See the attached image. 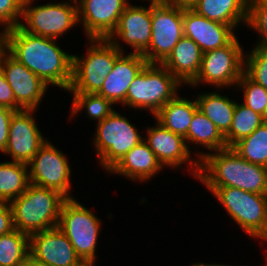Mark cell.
I'll list each match as a JSON object with an SVG mask.
<instances>
[{"mask_svg":"<svg viewBox=\"0 0 267 266\" xmlns=\"http://www.w3.org/2000/svg\"><path fill=\"white\" fill-rule=\"evenodd\" d=\"M56 39L30 34L19 26L0 32V45L47 85L68 91L72 82L73 55L64 52Z\"/></svg>","mask_w":267,"mask_h":266,"instance_id":"cell-1","label":"cell"},{"mask_svg":"<svg viewBox=\"0 0 267 266\" xmlns=\"http://www.w3.org/2000/svg\"><path fill=\"white\" fill-rule=\"evenodd\" d=\"M197 156V179L206 187H233L267 195V167L248 162L231 147Z\"/></svg>","mask_w":267,"mask_h":266,"instance_id":"cell-2","label":"cell"},{"mask_svg":"<svg viewBox=\"0 0 267 266\" xmlns=\"http://www.w3.org/2000/svg\"><path fill=\"white\" fill-rule=\"evenodd\" d=\"M65 200L58 191L30 183L24 193L10 202L14 229L30 236L57 227Z\"/></svg>","mask_w":267,"mask_h":266,"instance_id":"cell-3","label":"cell"},{"mask_svg":"<svg viewBox=\"0 0 267 266\" xmlns=\"http://www.w3.org/2000/svg\"><path fill=\"white\" fill-rule=\"evenodd\" d=\"M85 57L73 55L70 93H98L115 61L123 54L119 42L91 38Z\"/></svg>","mask_w":267,"mask_h":266,"instance_id":"cell-4","label":"cell"},{"mask_svg":"<svg viewBox=\"0 0 267 266\" xmlns=\"http://www.w3.org/2000/svg\"><path fill=\"white\" fill-rule=\"evenodd\" d=\"M182 83L162 64L147 63L130 84L124 105L154 115L177 94Z\"/></svg>","mask_w":267,"mask_h":266,"instance_id":"cell-5","label":"cell"},{"mask_svg":"<svg viewBox=\"0 0 267 266\" xmlns=\"http://www.w3.org/2000/svg\"><path fill=\"white\" fill-rule=\"evenodd\" d=\"M228 215L251 237L258 238L267 224V195L233 187H207Z\"/></svg>","mask_w":267,"mask_h":266,"instance_id":"cell-6","label":"cell"},{"mask_svg":"<svg viewBox=\"0 0 267 266\" xmlns=\"http://www.w3.org/2000/svg\"><path fill=\"white\" fill-rule=\"evenodd\" d=\"M126 117L115 110L97 123L93 143L102 167L108 172L143 138Z\"/></svg>","mask_w":267,"mask_h":266,"instance_id":"cell-7","label":"cell"},{"mask_svg":"<svg viewBox=\"0 0 267 266\" xmlns=\"http://www.w3.org/2000/svg\"><path fill=\"white\" fill-rule=\"evenodd\" d=\"M100 225L97 216L74 198L63 202L57 227L68 237L83 262H95Z\"/></svg>","mask_w":267,"mask_h":266,"instance_id":"cell-8","label":"cell"},{"mask_svg":"<svg viewBox=\"0 0 267 266\" xmlns=\"http://www.w3.org/2000/svg\"><path fill=\"white\" fill-rule=\"evenodd\" d=\"M151 41L142 53L147 63L161 64L183 35V8L165 0H152Z\"/></svg>","mask_w":267,"mask_h":266,"instance_id":"cell-9","label":"cell"},{"mask_svg":"<svg viewBox=\"0 0 267 266\" xmlns=\"http://www.w3.org/2000/svg\"><path fill=\"white\" fill-rule=\"evenodd\" d=\"M34 0H24L22 5V22L19 27L33 35L57 39L74 25L78 24L77 1L72 3H49L31 7ZM31 3V4H30Z\"/></svg>","mask_w":267,"mask_h":266,"instance_id":"cell-10","label":"cell"},{"mask_svg":"<svg viewBox=\"0 0 267 266\" xmlns=\"http://www.w3.org/2000/svg\"><path fill=\"white\" fill-rule=\"evenodd\" d=\"M237 39L235 37L224 47L204 52L199 74L190 86L203 82L217 88L237 85L244 73V53Z\"/></svg>","mask_w":267,"mask_h":266,"instance_id":"cell-11","label":"cell"},{"mask_svg":"<svg viewBox=\"0 0 267 266\" xmlns=\"http://www.w3.org/2000/svg\"><path fill=\"white\" fill-rule=\"evenodd\" d=\"M30 183L69 196L71 169L64 154L46 141L28 163Z\"/></svg>","mask_w":267,"mask_h":266,"instance_id":"cell-12","label":"cell"},{"mask_svg":"<svg viewBox=\"0 0 267 266\" xmlns=\"http://www.w3.org/2000/svg\"><path fill=\"white\" fill-rule=\"evenodd\" d=\"M0 66L16 103L23 110L38 108L48 85L24 64L18 62L0 45Z\"/></svg>","mask_w":267,"mask_h":266,"instance_id":"cell-13","label":"cell"},{"mask_svg":"<svg viewBox=\"0 0 267 266\" xmlns=\"http://www.w3.org/2000/svg\"><path fill=\"white\" fill-rule=\"evenodd\" d=\"M129 4L128 0H80L77 3L78 22L82 20L88 39H107Z\"/></svg>","mask_w":267,"mask_h":266,"instance_id":"cell-14","label":"cell"},{"mask_svg":"<svg viewBox=\"0 0 267 266\" xmlns=\"http://www.w3.org/2000/svg\"><path fill=\"white\" fill-rule=\"evenodd\" d=\"M34 111L36 110L16 111L10 120L4 154L11 155L12 161L28 164L47 141L36 126L32 116Z\"/></svg>","mask_w":267,"mask_h":266,"instance_id":"cell-15","label":"cell"},{"mask_svg":"<svg viewBox=\"0 0 267 266\" xmlns=\"http://www.w3.org/2000/svg\"><path fill=\"white\" fill-rule=\"evenodd\" d=\"M29 255L47 266H78L83 262L58 227L31 234Z\"/></svg>","mask_w":267,"mask_h":266,"instance_id":"cell-16","label":"cell"},{"mask_svg":"<svg viewBox=\"0 0 267 266\" xmlns=\"http://www.w3.org/2000/svg\"><path fill=\"white\" fill-rule=\"evenodd\" d=\"M233 30L230 25L209 20L192 8H183V35L193 40L203 53L228 45L236 37Z\"/></svg>","mask_w":267,"mask_h":266,"instance_id":"cell-17","label":"cell"},{"mask_svg":"<svg viewBox=\"0 0 267 266\" xmlns=\"http://www.w3.org/2000/svg\"><path fill=\"white\" fill-rule=\"evenodd\" d=\"M147 131V140L144 141L154 152L162 166L166 165L175 168L182 166L186 162L194 167L192 172L197 178L199 160H191L190 148L182 136L166 129L158 121L156 126L150 127Z\"/></svg>","mask_w":267,"mask_h":266,"instance_id":"cell-18","label":"cell"},{"mask_svg":"<svg viewBox=\"0 0 267 266\" xmlns=\"http://www.w3.org/2000/svg\"><path fill=\"white\" fill-rule=\"evenodd\" d=\"M151 18L152 1H150L149 8L129 4L121 14L116 29L107 39L116 41L120 38L134 48L133 53L142 54L151 41Z\"/></svg>","mask_w":267,"mask_h":266,"instance_id":"cell-19","label":"cell"},{"mask_svg":"<svg viewBox=\"0 0 267 266\" xmlns=\"http://www.w3.org/2000/svg\"><path fill=\"white\" fill-rule=\"evenodd\" d=\"M147 64L142 54H122L116 61L113 70L107 75L102 88L97 93L113 104H123L126 99L128 88L134 78Z\"/></svg>","mask_w":267,"mask_h":266,"instance_id":"cell-20","label":"cell"},{"mask_svg":"<svg viewBox=\"0 0 267 266\" xmlns=\"http://www.w3.org/2000/svg\"><path fill=\"white\" fill-rule=\"evenodd\" d=\"M202 57L200 47L183 36L161 64L181 83L190 85L199 74Z\"/></svg>","mask_w":267,"mask_h":266,"instance_id":"cell-21","label":"cell"},{"mask_svg":"<svg viewBox=\"0 0 267 266\" xmlns=\"http://www.w3.org/2000/svg\"><path fill=\"white\" fill-rule=\"evenodd\" d=\"M163 169L154 152L143 140L127 152L109 171L131 178L146 181Z\"/></svg>","mask_w":267,"mask_h":266,"instance_id":"cell-22","label":"cell"},{"mask_svg":"<svg viewBox=\"0 0 267 266\" xmlns=\"http://www.w3.org/2000/svg\"><path fill=\"white\" fill-rule=\"evenodd\" d=\"M192 9L209 20L233 28L240 22L247 23L248 0H199Z\"/></svg>","mask_w":267,"mask_h":266,"instance_id":"cell-23","label":"cell"},{"mask_svg":"<svg viewBox=\"0 0 267 266\" xmlns=\"http://www.w3.org/2000/svg\"><path fill=\"white\" fill-rule=\"evenodd\" d=\"M197 110L196 100L192 102L176 95L155 114V118L166 129L185 138Z\"/></svg>","mask_w":267,"mask_h":266,"instance_id":"cell-24","label":"cell"},{"mask_svg":"<svg viewBox=\"0 0 267 266\" xmlns=\"http://www.w3.org/2000/svg\"><path fill=\"white\" fill-rule=\"evenodd\" d=\"M198 109L215 124L225 136L231 127L236 102L217 92L199 94L196 99Z\"/></svg>","mask_w":267,"mask_h":266,"instance_id":"cell-25","label":"cell"},{"mask_svg":"<svg viewBox=\"0 0 267 266\" xmlns=\"http://www.w3.org/2000/svg\"><path fill=\"white\" fill-rule=\"evenodd\" d=\"M30 185L28 164L0 162V202H11Z\"/></svg>","mask_w":267,"mask_h":266,"instance_id":"cell-26","label":"cell"},{"mask_svg":"<svg viewBox=\"0 0 267 266\" xmlns=\"http://www.w3.org/2000/svg\"><path fill=\"white\" fill-rule=\"evenodd\" d=\"M184 139L185 142L197 143L212 151L228 148L222 133L199 109L195 112Z\"/></svg>","mask_w":267,"mask_h":266,"instance_id":"cell-27","label":"cell"},{"mask_svg":"<svg viewBox=\"0 0 267 266\" xmlns=\"http://www.w3.org/2000/svg\"><path fill=\"white\" fill-rule=\"evenodd\" d=\"M264 122L265 118L262 115L243 103L236 102L230 130L224 136L227 147H232L240 139L251 135Z\"/></svg>","mask_w":267,"mask_h":266,"instance_id":"cell-28","label":"cell"},{"mask_svg":"<svg viewBox=\"0 0 267 266\" xmlns=\"http://www.w3.org/2000/svg\"><path fill=\"white\" fill-rule=\"evenodd\" d=\"M30 236L17 229L0 235V266H20L29 256Z\"/></svg>","mask_w":267,"mask_h":266,"instance_id":"cell-29","label":"cell"},{"mask_svg":"<svg viewBox=\"0 0 267 266\" xmlns=\"http://www.w3.org/2000/svg\"><path fill=\"white\" fill-rule=\"evenodd\" d=\"M231 148L248 162L267 167V122L260 125L251 135L240 139Z\"/></svg>","mask_w":267,"mask_h":266,"instance_id":"cell-30","label":"cell"},{"mask_svg":"<svg viewBox=\"0 0 267 266\" xmlns=\"http://www.w3.org/2000/svg\"><path fill=\"white\" fill-rule=\"evenodd\" d=\"M113 105L111 101L96 93H74L72 115L78 114L85 107L87 116L101 122L114 111Z\"/></svg>","mask_w":267,"mask_h":266,"instance_id":"cell-31","label":"cell"},{"mask_svg":"<svg viewBox=\"0 0 267 266\" xmlns=\"http://www.w3.org/2000/svg\"><path fill=\"white\" fill-rule=\"evenodd\" d=\"M238 88L244 89V105L259 113L264 118L267 117V90L252 81L245 73L237 82Z\"/></svg>","mask_w":267,"mask_h":266,"instance_id":"cell-32","label":"cell"},{"mask_svg":"<svg viewBox=\"0 0 267 266\" xmlns=\"http://www.w3.org/2000/svg\"><path fill=\"white\" fill-rule=\"evenodd\" d=\"M246 24L260 33L255 47L267 49V0H248Z\"/></svg>","mask_w":267,"mask_h":266,"instance_id":"cell-33","label":"cell"},{"mask_svg":"<svg viewBox=\"0 0 267 266\" xmlns=\"http://www.w3.org/2000/svg\"><path fill=\"white\" fill-rule=\"evenodd\" d=\"M244 57V73L267 90V49L255 47Z\"/></svg>","mask_w":267,"mask_h":266,"instance_id":"cell-34","label":"cell"},{"mask_svg":"<svg viewBox=\"0 0 267 266\" xmlns=\"http://www.w3.org/2000/svg\"><path fill=\"white\" fill-rule=\"evenodd\" d=\"M24 0H0V25L3 31L15 28L19 25L22 16V5Z\"/></svg>","mask_w":267,"mask_h":266,"instance_id":"cell-35","label":"cell"},{"mask_svg":"<svg viewBox=\"0 0 267 266\" xmlns=\"http://www.w3.org/2000/svg\"><path fill=\"white\" fill-rule=\"evenodd\" d=\"M0 106L10 108L15 111L23 110L15 101L13 91L5 79L0 66Z\"/></svg>","mask_w":267,"mask_h":266,"instance_id":"cell-36","label":"cell"},{"mask_svg":"<svg viewBox=\"0 0 267 266\" xmlns=\"http://www.w3.org/2000/svg\"><path fill=\"white\" fill-rule=\"evenodd\" d=\"M15 110L0 106V151L4 153L9 135L10 120Z\"/></svg>","mask_w":267,"mask_h":266,"instance_id":"cell-37","label":"cell"},{"mask_svg":"<svg viewBox=\"0 0 267 266\" xmlns=\"http://www.w3.org/2000/svg\"><path fill=\"white\" fill-rule=\"evenodd\" d=\"M14 230L13 211L9 202H0V235Z\"/></svg>","mask_w":267,"mask_h":266,"instance_id":"cell-38","label":"cell"},{"mask_svg":"<svg viewBox=\"0 0 267 266\" xmlns=\"http://www.w3.org/2000/svg\"><path fill=\"white\" fill-rule=\"evenodd\" d=\"M168 3L177 5L181 8H193L199 0H165Z\"/></svg>","mask_w":267,"mask_h":266,"instance_id":"cell-39","label":"cell"},{"mask_svg":"<svg viewBox=\"0 0 267 266\" xmlns=\"http://www.w3.org/2000/svg\"><path fill=\"white\" fill-rule=\"evenodd\" d=\"M20 266H47V265L36 261L32 256L29 255Z\"/></svg>","mask_w":267,"mask_h":266,"instance_id":"cell-40","label":"cell"},{"mask_svg":"<svg viewBox=\"0 0 267 266\" xmlns=\"http://www.w3.org/2000/svg\"><path fill=\"white\" fill-rule=\"evenodd\" d=\"M191 266H228V265H219V264H203V263H196V264H193ZM230 266V265H229Z\"/></svg>","mask_w":267,"mask_h":266,"instance_id":"cell-41","label":"cell"},{"mask_svg":"<svg viewBox=\"0 0 267 266\" xmlns=\"http://www.w3.org/2000/svg\"><path fill=\"white\" fill-rule=\"evenodd\" d=\"M258 238H261L262 240H266L267 241V224H266L265 230L263 231V233Z\"/></svg>","mask_w":267,"mask_h":266,"instance_id":"cell-42","label":"cell"},{"mask_svg":"<svg viewBox=\"0 0 267 266\" xmlns=\"http://www.w3.org/2000/svg\"><path fill=\"white\" fill-rule=\"evenodd\" d=\"M95 262H82L80 265L78 266H95L94 265Z\"/></svg>","mask_w":267,"mask_h":266,"instance_id":"cell-43","label":"cell"}]
</instances>
